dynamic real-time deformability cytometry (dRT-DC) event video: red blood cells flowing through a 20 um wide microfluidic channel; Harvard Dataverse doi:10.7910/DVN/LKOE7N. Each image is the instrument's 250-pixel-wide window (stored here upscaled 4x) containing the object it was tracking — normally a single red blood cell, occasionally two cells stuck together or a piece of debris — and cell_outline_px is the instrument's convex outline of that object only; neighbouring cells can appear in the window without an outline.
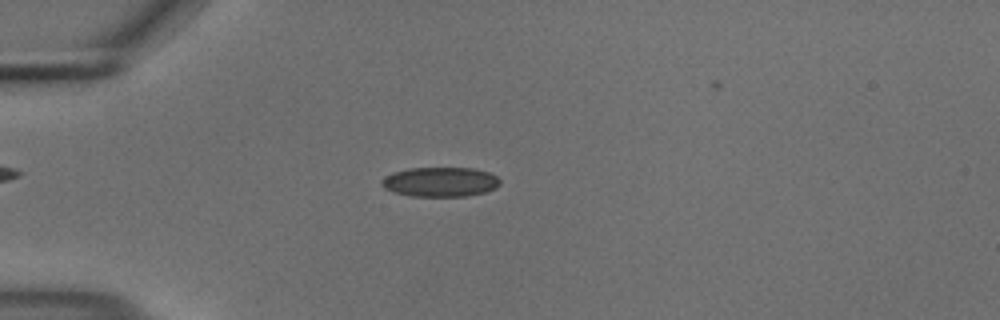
{"species": "common noctule bat (a hibernating species)", "species_latin": "Nyctalus noctula", "temperature_condition": "cold", "stored_images_in_passage": 43, "camera_frame_rate_fps": 3000, "um_per_image_px": 0.085, "animal": {"sex": "male", "body_mass_g": 18.8}, "frame": {"image": 1, "passage_image": 8, "time_ms": 2.333, "image_size_px": [1000, 320], "cell_outline_px": [[500, 184], [496, 188], [484, 192], [464, 196], [412, 196], [396, 192], [384, 188], [380, 184], [380, 180], [384, 176], [392, 172], [408, 168], [472, 168], [488, 172], [496, 176], [500, 180]], "centroid_in_image_um": [37.39, 15.45], "position_along_channel_um": 47.6, "area_um2": 20.4}}
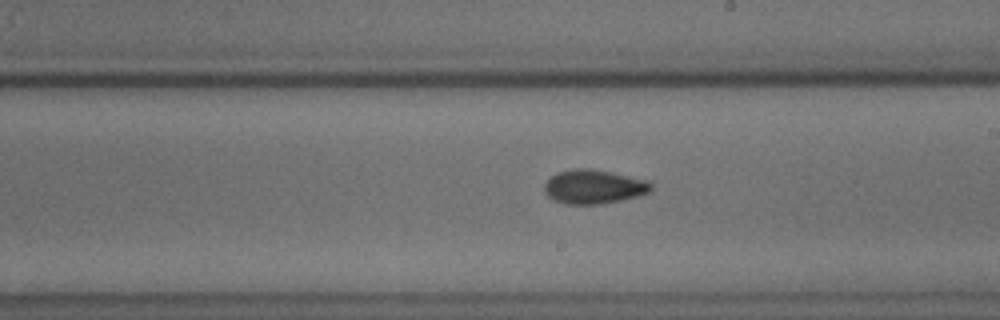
{"frame": {"image": 2, "passage_image": 25, "time_ms": 8.0, "image_size_px": [1000, 320], "cell_outline_px": [[652, 188], [648, 192], [636, 196], [620, 200], [600, 204], [564, 204], [552, 200], [544, 192], [544, 184], [556, 172], [572, 168], [588, 168], [648, 180], [652, 184]], "centroid_in_image_um": [50.42, 15.87], "position_along_channel_um": 238.6, "area_um2": 21.1}}
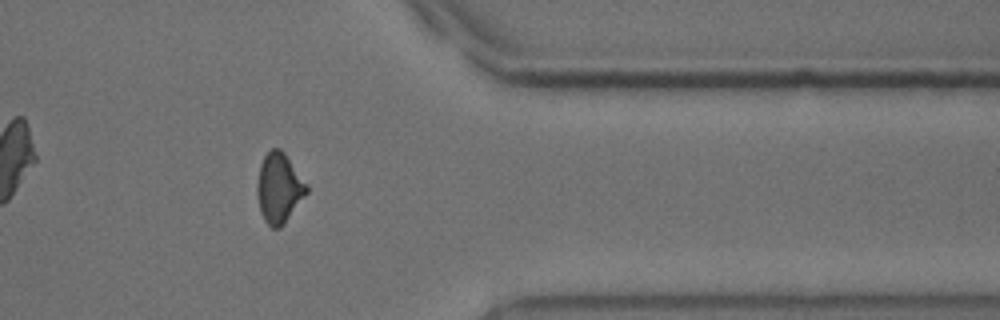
{"frame": {"image": 3, "passage_image": 38, "time_ms": 12.333, "image_size_px": [1000, 320], "cell_outline_px": [[308, 192], [284, 224], [280, 228], [272, 228], [264, 220], [260, 212], [256, 188], [256, 184], [260, 164], [264, 156], [272, 148], [280, 148], [284, 152], [308, 184]], "centroid_in_image_um": [23.72, 15.98], "position_along_channel_um": 387.7, "area_um2": 20.29}}